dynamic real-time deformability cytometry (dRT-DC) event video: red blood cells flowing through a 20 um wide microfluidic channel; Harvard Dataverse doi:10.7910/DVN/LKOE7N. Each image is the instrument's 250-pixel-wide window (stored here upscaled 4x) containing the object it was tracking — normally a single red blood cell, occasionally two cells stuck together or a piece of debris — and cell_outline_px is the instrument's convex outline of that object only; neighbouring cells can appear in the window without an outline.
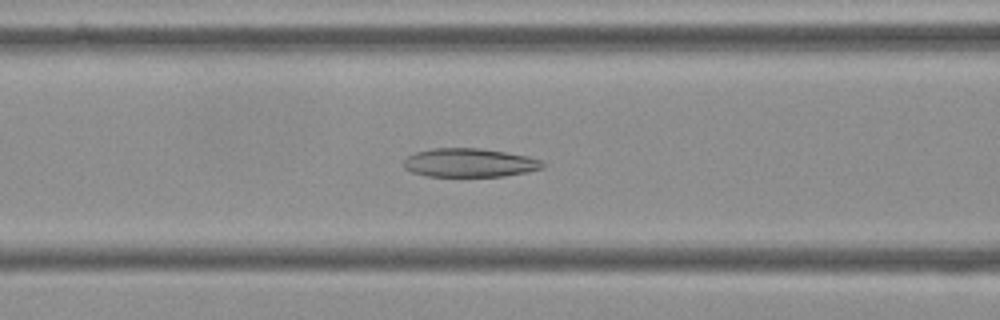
{"species": "Egyptian fruit bat (a non-hibernating species)", "species_latin": "Rousettus aegyptiacus", "temperature_condition": "cold", "stored_images_in_passage": 52, "camera_frame_rate_fps": 3000, "um_per_image_px": 0.085, "frame": {"image": 1, "passage_image": 19, "time_ms": 6.0, "image_size_px": [1000, 320], "cell_outline_px": [[544, 168], [528, 172], [504, 176], [428, 176], [412, 172], [404, 168], [404, 160], [408, 156], [416, 152], [432, 148], [480, 148], [528, 156], [540, 160], [544, 164]], "centroid_in_image_um": [39.91, 13.83], "position_along_channel_um": 126.7, "area_um2": 23.18}}
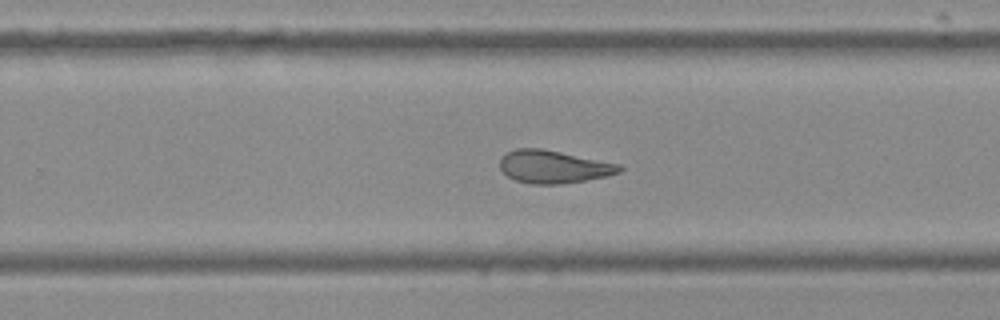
{"frame": {"image": 2, "passage_image": 32, "time_ms": 10.333, "image_size_px": [1000, 320], "cell_outline_px": [[624, 168], [620, 172], [608, 176], [560, 184], [532, 184], [516, 180], [508, 176], [500, 168], [500, 160], [504, 152], [516, 148], [540, 148], [620, 164]], "centroid_in_image_um": [47.04, 14.17], "position_along_channel_um": 282.8, "area_um2": 22.77}}
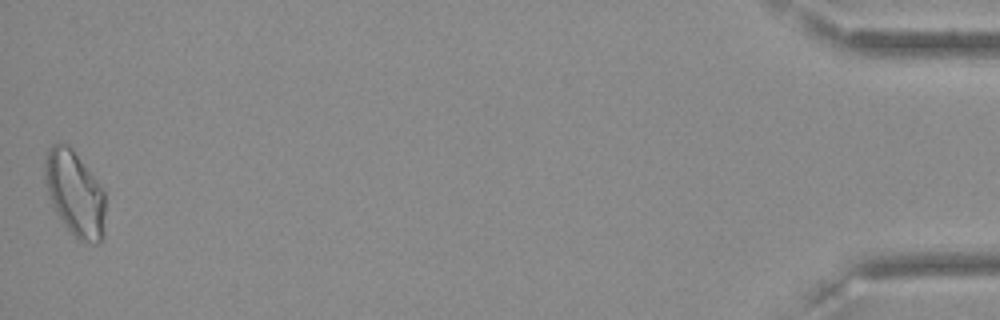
{"frame": {"image": 3, "passage_image": 52, "time_ms": 17.0, "image_size_px": [1000, 320], "cell_outline_px": [[104, 236], [96, 244], [84, 244], [60, 220], [52, 208], [44, 180], [44, 160], [48, 148], [52, 144], [68, 144], [104, 188]], "centroid_in_image_um": [6.35, 16.46], "position_along_channel_um": 428.9, "area_um2": 30.35}, "authors_computed_cell_mechanics": {"area_um2": 24.7095, "velocity_mm_per_s": 3.6031, "shape_relaxation_time_tau1_ms": 10.0227, "shape_relaxation_time_tau2_ms": 4.7536, "deformation_change_tau1": 0.207, "deformation_change_tau2": 0.1408}}